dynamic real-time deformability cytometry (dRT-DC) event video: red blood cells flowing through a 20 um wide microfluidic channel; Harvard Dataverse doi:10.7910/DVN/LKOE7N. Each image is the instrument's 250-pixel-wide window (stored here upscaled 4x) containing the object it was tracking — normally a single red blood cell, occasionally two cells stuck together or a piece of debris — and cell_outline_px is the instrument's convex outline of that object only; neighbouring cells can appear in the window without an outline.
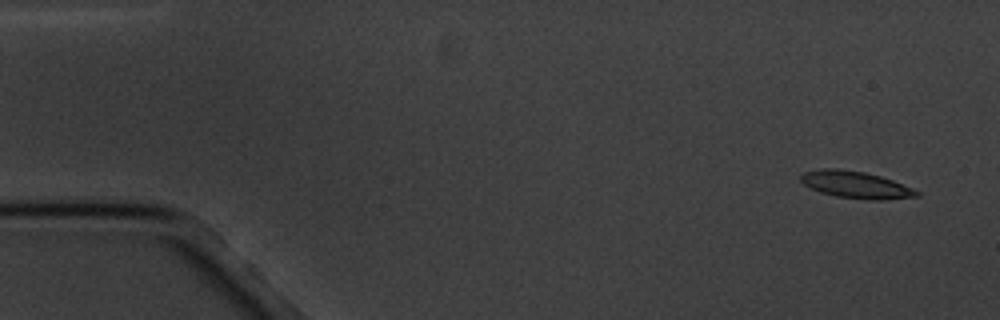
{"species": "common noctule bat (a hibernating species)", "species_latin": "Nyctalus noctula", "temperature_condition": "cold", "stored_images_in_passage": 5, "camera_frame_rate_fps": 3000, "um_per_image_px": 0.085, "animal": {"sex": "male", "body_mass_g": 20.1, "forearm_length_mm": 53.5}, "frame": {"image": 1, "passage_image": 1, "time_ms": 0.0, "image_size_px": [1000, 320], "cell_outline_px": [[920, 196], [880, 200], [868, 200], [836, 196], [820, 192], [804, 184], [800, 180], [800, 176], [804, 172], [820, 168], [840, 168], [864, 172], [880, 176], [892, 180], [912, 188], [920, 192]], "centroid_in_image_um": [72.73, 15.7], "position_along_channel_um": 12.3, "area_um2": 18.21}}
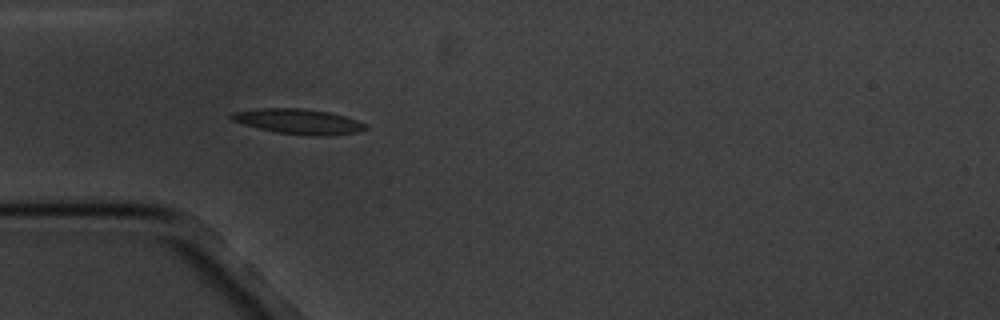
{"frame": {"image": 2, "passage_image": 5, "time_ms": 4.667, "image_size_px": [1000, 320], "cell_outline_px": [[368, 128], [356, 132], [328, 136], [312, 136], [276, 132], [256, 128], [232, 120], [228, 116], [232, 112], [260, 108], [300, 108], [328, 112], [344, 116], [356, 120], [364, 124]], "centroid_in_image_um": [25.33, 10.33], "position_along_channel_um": 59.7, "area_um2": 19.54}}